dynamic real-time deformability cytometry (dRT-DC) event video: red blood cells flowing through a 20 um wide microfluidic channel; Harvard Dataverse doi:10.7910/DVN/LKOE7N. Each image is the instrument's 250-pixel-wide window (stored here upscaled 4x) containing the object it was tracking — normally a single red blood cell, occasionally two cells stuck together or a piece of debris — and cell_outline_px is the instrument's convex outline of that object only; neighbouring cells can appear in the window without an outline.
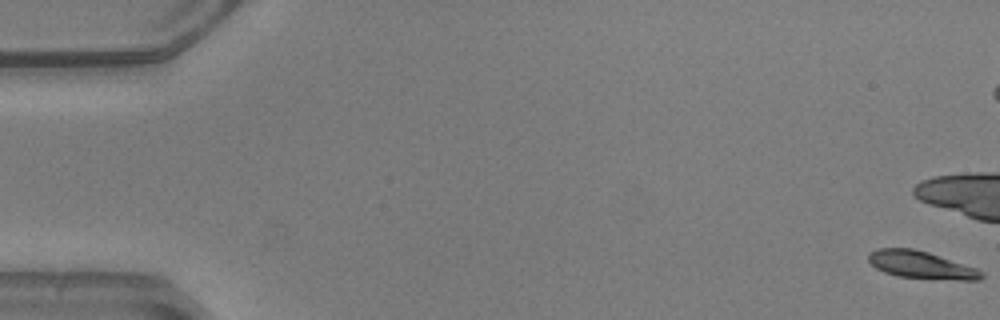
{"species": "common noctule bat (a hibernating species)", "species_latin": "Nyctalus noctula", "temperature_condition": "warm", "stored_images_in_passage": 14, "camera_frame_rate_fps": 3000, "um_per_image_px": 0.085, "animal": {"sex": "male", "body_mass_g": 20.5, "forearm_length_mm": 52.5}, "frame": {"image": 1, "passage_image": 1, "time_ms": 0.0, "image_size_px": [1000, 320], "cell_outline_px": [[984, 276], [980, 280], [960, 280], [896, 276], [884, 272], [876, 268], [868, 260], [868, 252], [880, 248], [912, 248], [928, 252], [976, 268], [984, 272]], "centroid_in_image_um": [78.29, 22.51], "position_along_channel_um": 6.7, "area_um2": 17.98}}